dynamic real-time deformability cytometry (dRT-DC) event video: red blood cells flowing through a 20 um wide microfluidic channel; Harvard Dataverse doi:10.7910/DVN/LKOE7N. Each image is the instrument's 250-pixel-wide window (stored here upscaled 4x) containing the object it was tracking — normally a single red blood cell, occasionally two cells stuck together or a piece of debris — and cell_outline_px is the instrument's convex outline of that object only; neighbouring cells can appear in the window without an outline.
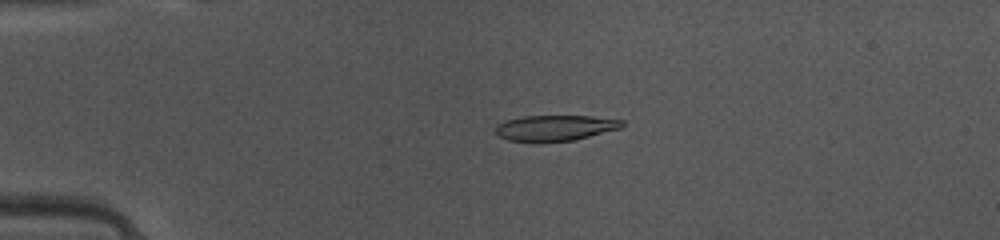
{"species": "common noctule bat (a hibernating species)", "species_latin": "Nyctalus noctula", "temperature_condition": "warm", "stored_images_in_passage": 49, "camera_frame_rate_fps": 3000, "um_per_image_px": 0.085, "animal": {"sex": "female", "body_mass_g": 10.0, "forearm_length_mm": 53.1}, "frame": {"image": 1, "passage_image": 12, "time_ms": 3.667, "image_size_px": [1000, 240], "cell_outline_px": [[624, 124], [620, 128], [576, 140], [508, 140], [500, 136], [496, 132], [496, 124], [504, 120], [524, 116], [592, 116], [624, 120]], "centroid_in_image_um": [47.22, 10.84], "position_along_channel_um": 37.8, "area_um2": 18.5}}
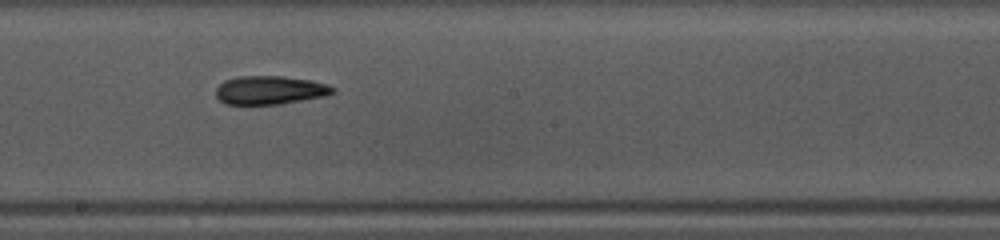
{"frame": {"image": 2, "passage_image": 28, "time_ms": 9.0, "image_size_px": [1000, 240], "cell_outline_px": [[336, 92], [324, 96], [280, 104], [224, 104], [216, 96], [216, 88], [224, 80], [236, 76], [280, 76], [312, 80], [328, 84], [336, 88]], "centroid_in_image_um": [22.95, 7.65], "position_along_channel_um": 225.2, "area_um2": 19.54}}
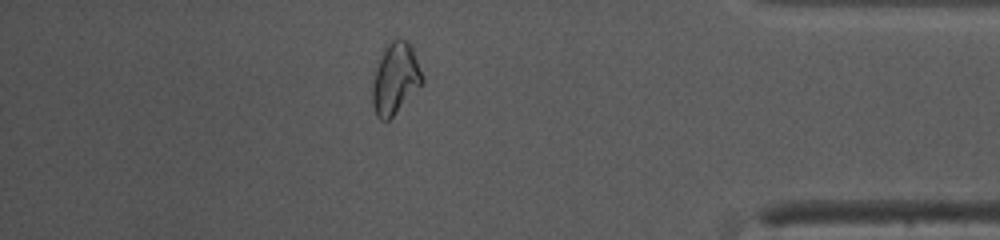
{"frame": {"image": 3, "passage_image": 43, "time_ms": 14.0, "image_size_px": [1000, 240], "cell_outline_px": [[424, 84], [388, 120], [380, 120], [376, 116], [372, 104], [372, 80], [384, 44], [396, 36], [400, 36], [412, 48], [424, 80]], "centroid_in_image_um": [33.58, 6.65], "position_along_channel_um": 401.6, "area_um2": 20.98}, "authors_computed_cell_mechanics": {"area_um2": 19.652, "velocity_mm_per_s": 4.1124, "shape_relaxation_time_tau1_ms": 4.834, "shape_relaxation_time_tau2_ms": 3.2279, "deformation_change_tau1": 0.1506, "deformation_change_tau2": 0.0837}}